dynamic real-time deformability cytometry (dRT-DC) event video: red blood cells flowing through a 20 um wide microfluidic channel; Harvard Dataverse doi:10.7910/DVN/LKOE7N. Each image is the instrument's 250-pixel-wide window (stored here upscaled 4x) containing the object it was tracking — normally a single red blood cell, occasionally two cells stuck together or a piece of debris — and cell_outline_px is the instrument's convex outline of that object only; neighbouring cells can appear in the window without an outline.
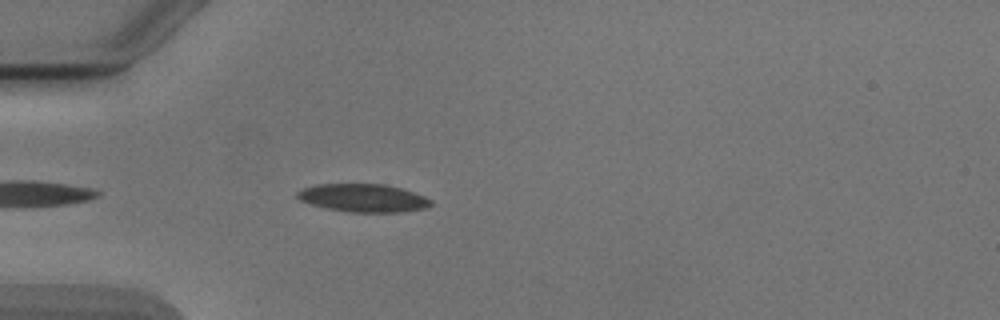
{"species": "Egyptian fruit bat (a non-hibernating species)", "species_latin": "Rousettus aegyptiacus", "temperature_condition": "cold", "stored_images_in_passage": 7, "camera_frame_rate_fps": 3000, "um_per_image_px": 0.085, "animal": {"sex": "male"}, "frame": {"image": 1, "passage_image": 3, "time_ms": 0.667, "image_size_px": [1000, 320], "cell_outline_px": [[432, 204], [424, 208], [404, 212], [348, 212], [324, 208], [300, 200], [296, 196], [296, 192], [304, 188], [316, 184], [384, 184], [400, 188], [424, 196], [432, 200]], "centroid_in_image_um": [30.86, 16.83], "position_along_channel_um": 54.1, "area_um2": 21.79}}
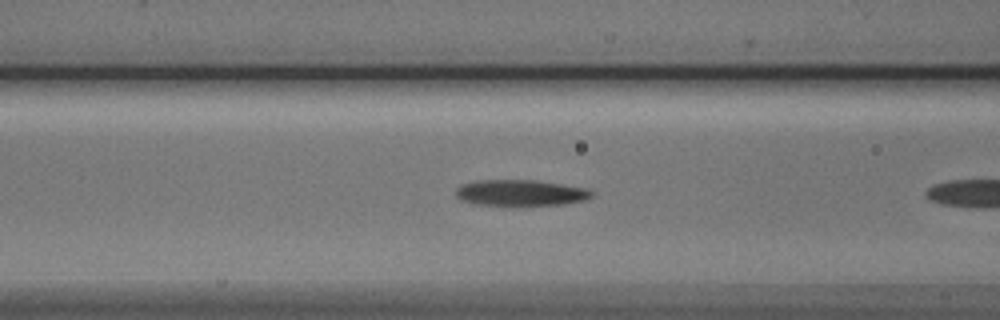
{"frame": {"image": 2, "passage_image": 6, "time_ms": 1.667, "image_size_px": [1000, 320], "cell_outline_px": [[592, 196], [584, 200], [564, 204], [520, 208], [516, 208], [476, 204], [460, 200], [456, 196], [456, 188], [460, 184], [476, 180], [532, 180], [588, 188], [592, 192]], "centroid_in_image_um": [44.2, 16.43], "position_along_channel_um": 122.4, "area_um2": 21.56}}